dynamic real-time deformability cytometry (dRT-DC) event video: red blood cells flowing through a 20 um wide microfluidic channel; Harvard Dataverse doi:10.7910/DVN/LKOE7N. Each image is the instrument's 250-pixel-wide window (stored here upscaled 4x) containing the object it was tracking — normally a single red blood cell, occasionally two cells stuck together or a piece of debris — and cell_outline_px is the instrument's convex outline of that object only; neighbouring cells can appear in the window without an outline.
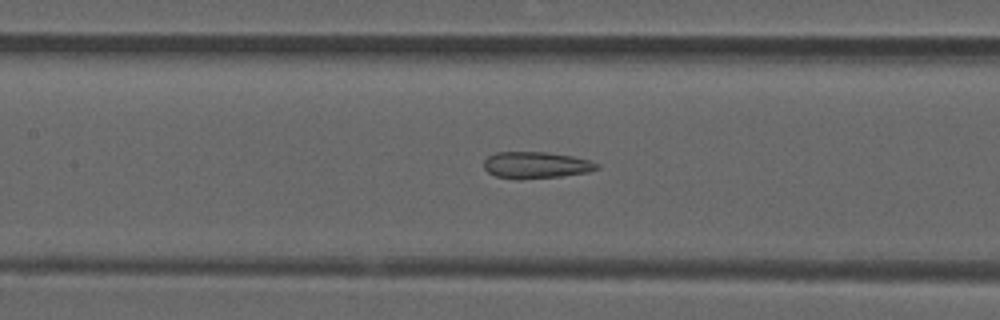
{"species": "common noctule bat (a hibernating species)", "species_latin": "Nyctalus noctula", "temperature_condition": "room temperature", "stored_images_in_passage": 39, "camera_frame_rate_fps": 3000, "um_per_image_px": 0.085, "animal": {"sex": "male", "forearm_length_mm": 52.5}, "frame": {"image": 1, "passage_image": 21, "time_ms": 6.667, "image_size_px": [1000, 320], "cell_outline_px": [[600, 168], [588, 172], [560, 176], [520, 180], [516, 180], [496, 176], [488, 172], [484, 168], [484, 160], [488, 156], [496, 152], [548, 152], [572, 156], [592, 160], [600, 164]], "centroid_in_image_um": [45.58, 14.03], "position_along_channel_um": 161.8, "area_um2": 17.8}}
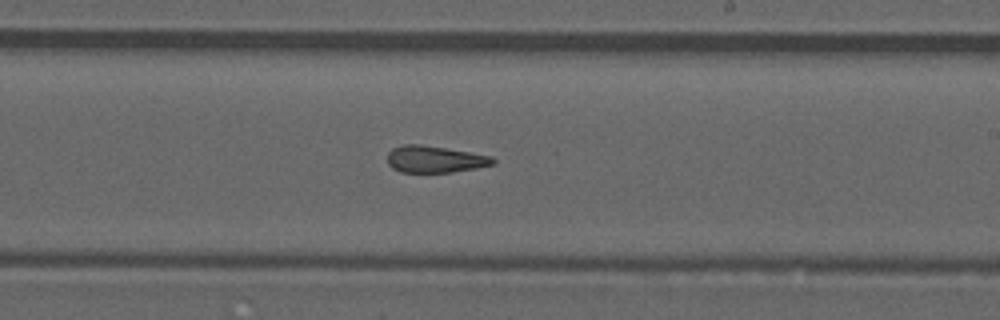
{"frame": {"image": 2, "passage_image": 28, "time_ms": 9.0, "image_size_px": [1000, 320], "cell_outline_px": [[496, 164], [476, 168], [452, 172], [400, 172], [392, 168], [388, 164], [388, 152], [392, 148], [404, 144], [420, 144], [492, 156], [496, 160]], "centroid_in_image_um": [36.96, 13.54], "position_along_channel_um": 252.0, "area_um2": 16.47}}
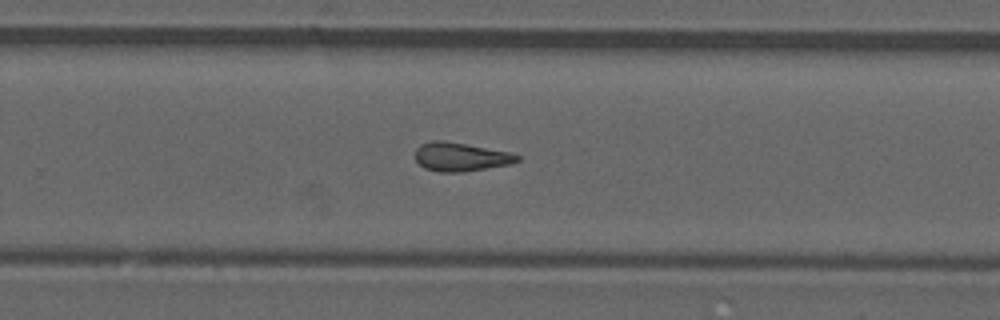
{"frame": {"image": 3, "passage_image": 31, "time_ms": 10.0, "image_size_px": [1000, 320], "cell_outline_px": [[520, 160], [512, 164], [460, 172], [440, 172], [424, 168], [416, 160], [416, 148], [420, 144], [432, 140], [444, 140], [512, 152], [520, 156]], "centroid_in_image_um": [39.18, 13.32], "position_along_channel_um": 290.6, "area_um2": 17.17}}